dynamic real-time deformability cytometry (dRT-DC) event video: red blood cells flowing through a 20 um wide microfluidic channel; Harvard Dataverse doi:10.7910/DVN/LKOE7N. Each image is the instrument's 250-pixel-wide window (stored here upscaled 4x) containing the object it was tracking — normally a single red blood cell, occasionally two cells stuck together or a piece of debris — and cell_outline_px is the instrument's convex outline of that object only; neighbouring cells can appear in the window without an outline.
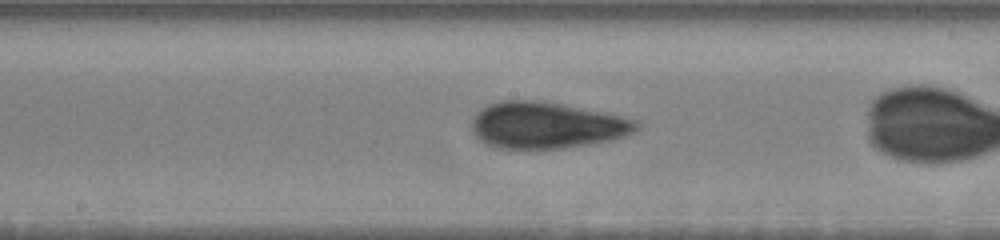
{"species": "human", "species_latin": "Homo sapiens", "temperature_condition": "warm", "stored_images_in_passage": 42, "camera_frame_rate_fps": 3000, "um_per_image_px": 0.085, "donor": {"sex": "male"}, "frame": {"image": 1, "passage_image": 25, "time_ms": 9.333, "image_size_px": [1000, 240], "cell_outline_px": [[636, 128], [632, 132], [608, 140], [588, 144], [560, 148], [500, 148], [488, 144], [472, 128], [472, 120], [476, 112], [480, 108], [488, 104], [500, 100], [528, 100], [560, 104], [636, 120]], "centroid_in_image_um": [46.37, 10.63], "position_along_channel_um": 201.8, "area_um2": 43.12}}
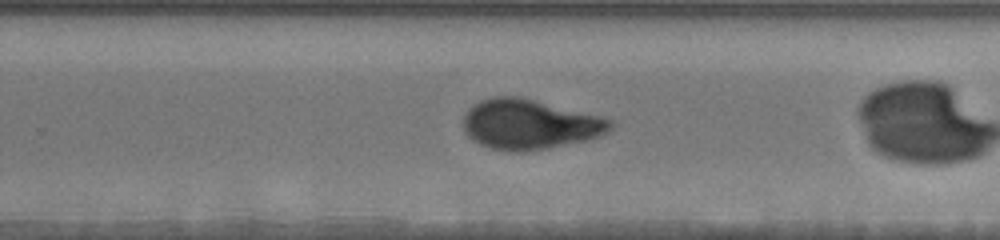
{"frame": {"image": 2, "passage_image": 32, "time_ms": 11.667, "image_size_px": [1000, 240], "cell_outline_px": [[612, 128], [608, 132], [600, 136], [588, 140], [548, 148], [520, 152], [516, 152], [492, 148], [480, 144], [472, 140], [464, 132], [464, 116], [468, 108], [472, 104], [480, 100], [492, 96], [520, 96], [600, 116], [612, 120]], "centroid_in_image_um": [45.0, 10.56], "position_along_channel_um": 284.8, "area_um2": 42.95}}
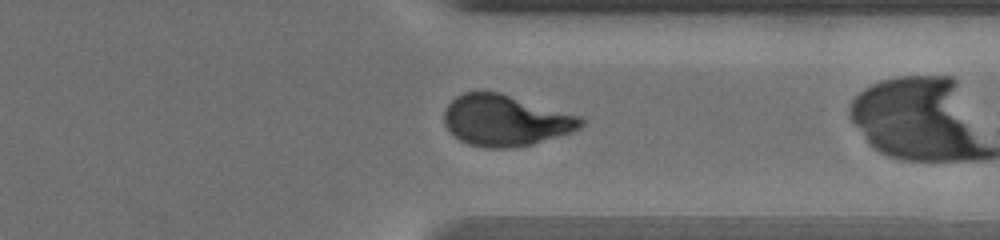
{"frame": {"image": 3, "passage_image": 40, "time_ms": 14.0, "image_size_px": [1000, 240], "cell_outline_px": [[584, 124], [580, 128], [532, 144], [508, 148], [484, 148], [468, 144], [460, 140], [444, 124], [444, 112], [448, 104], [456, 96], [464, 92], [500, 92], [580, 116], [584, 120]], "centroid_in_image_um": [42.94, 10.23], "position_along_channel_um": 368.5, "area_um2": 40.34}}